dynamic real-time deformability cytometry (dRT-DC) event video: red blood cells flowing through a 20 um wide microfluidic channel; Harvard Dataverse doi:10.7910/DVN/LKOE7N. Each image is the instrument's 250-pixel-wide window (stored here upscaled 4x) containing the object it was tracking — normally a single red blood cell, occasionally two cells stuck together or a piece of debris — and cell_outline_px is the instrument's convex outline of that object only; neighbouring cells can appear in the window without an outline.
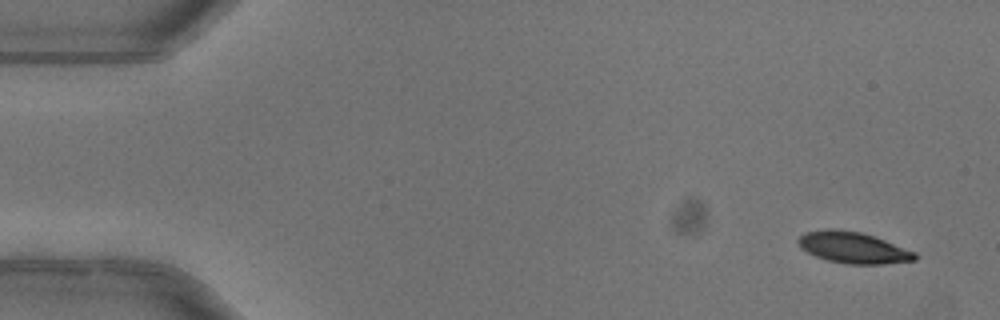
{"species": "common noctule bat (a hibernating species)", "species_latin": "Nyctalus noctula", "temperature_condition": "warm", "stored_images_in_passage": 6, "camera_frame_rate_fps": 3000, "um_per_image_px": 0.085, "animal": {"sex": "female"}, "frame": {"image": 1, "passage_image": 1, "time_ms": 0.0, "image_size_px": [1000, 320], "cell_outline_px": [[916, 260], [884, 264], [844, 264], [828, 260], [816, 256], [800, 248], [796, 240], [804, 232], [828, 228], [832, 228], [860, 232], [884, 240], [916, 252]], "centroid_in_image_um": [72.48, 21.04], "position_along_channel_um": 12.5, "area_um2": 21.27}}
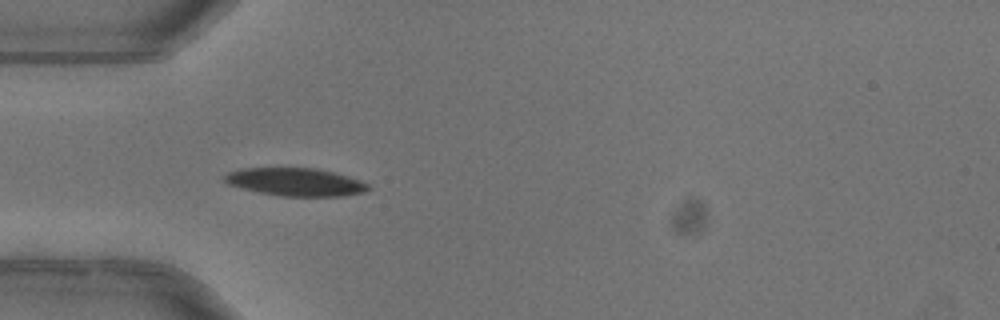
{"frame": {"image": 2, "passage_image": 4, "time_ms": 1.0, "image_size_px": [1000, 320], "cell_outline_px": [[372, 188], [364, 192], [344, 196], [280, 196], [260, 192], [228, 184], [224, 180], [224, 176], [228, 172], [240, 168], [316, 168], [348, 176], [360, 180], [368, 184]], "centroid_in_image_um": [25.14, 15.47], "position_along_channel_um": 59.9, "area_um2": 23.29}}
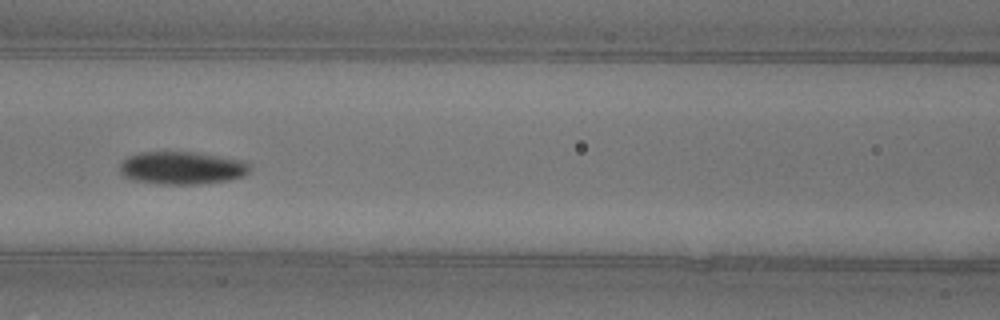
{"frame": {"image": 3, "passage_image": 6, "time_ms": 1.667, "image_size_px": [1000, 320], "cell_outline_px": [[248, 172], [244, 176], [228, 180], [196, 184], [160, 184], [132, 180], [124, 176], [120, 172], [120, 164], [128, 156], [140, 152], [192, 152], [244, 160], [248, 164]], "centroid_in_image_um": [15.43, 14.28], "position_along_channel_um": 151.2, "area_um2": 24.68}}